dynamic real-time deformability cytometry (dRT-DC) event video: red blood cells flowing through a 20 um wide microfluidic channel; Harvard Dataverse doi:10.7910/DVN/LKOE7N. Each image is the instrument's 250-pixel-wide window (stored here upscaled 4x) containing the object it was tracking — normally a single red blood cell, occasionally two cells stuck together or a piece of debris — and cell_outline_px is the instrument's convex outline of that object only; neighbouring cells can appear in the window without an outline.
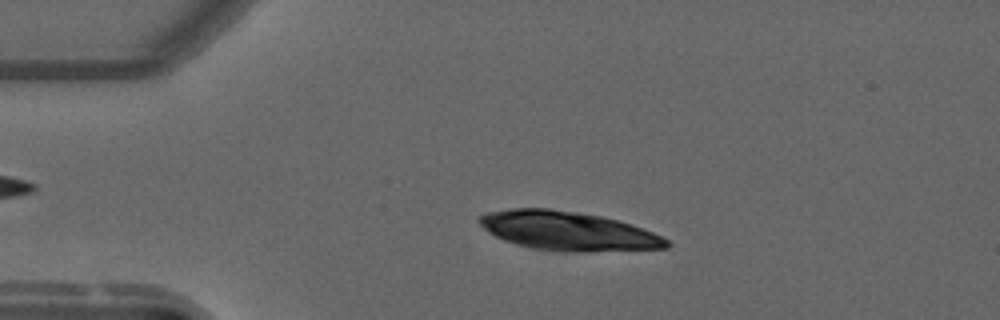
{"species": "common noctule bat (a hibernating species)", "species_latin": "Nyctalus noctula", "temperature_condition": "warm", "stored_images_in_passage": 25, "segment_of_instrument_passage": [1, 2], "camera_frame_rate_fps": 3000, "um_per_image_px": 0.085, "animal": {"sex": "male", "forearm_length_mm": 52.5}, "frame": {"image": 1, "passage_image": 1, "time_ms": 0.0, "image_size_px": [1000, 320], "cell_outline_px": [[672, 244], [668, 248], [584, 252], [564, 252], [532, 248], [516, 244], [504, 240], [488, 232], [476, 220], [480, 216], [488, 212], [512, 208], [548, 208], [576, 212], [600, 216], [632, 224], [652, 232], [668, 240]], "centroid_in_image_um": [48.27, 19.64], "position_along_channel_um": 36.7, "area_um2": 42.48}}